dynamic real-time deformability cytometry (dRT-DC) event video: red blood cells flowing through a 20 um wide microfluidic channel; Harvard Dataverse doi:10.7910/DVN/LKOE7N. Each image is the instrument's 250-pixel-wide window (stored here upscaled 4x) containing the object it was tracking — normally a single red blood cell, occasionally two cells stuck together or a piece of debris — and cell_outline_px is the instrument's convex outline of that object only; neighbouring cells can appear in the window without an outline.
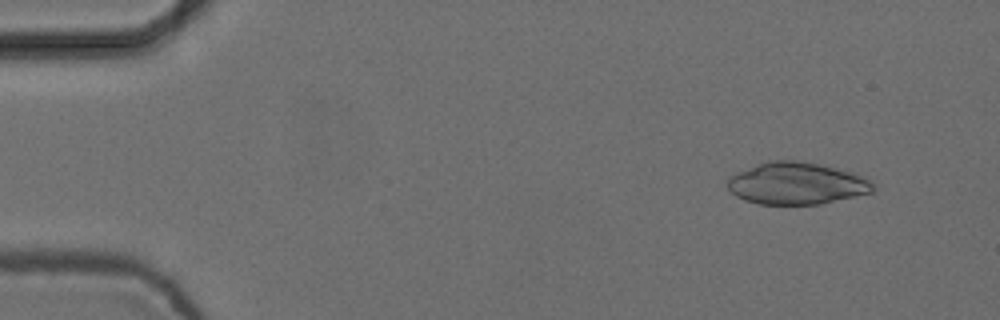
{"species": "common noctule bat (a hibernating species)", "species_latin": "Nyctalus noctula", "temperature_condition": "cold", "stored_images_in_passage": 5, "camera_frame_rate_fps": 3000, "um_per_image_px": 0.085, "animal": {"sex": "female", "body_mass_g": 24.6, "forearm_length_mm": 56.2}, "frame": {"image": 1, "passage_image": 2, "time_ms": 0.333, "image_size_px": [1000, 320], "cell_outline_px": [[872, 192], [820, 204], [760, 204], [744, 200], [736, 196], [728, 188], [728, 176], [736, 172], [768, 160], [796, 160], [820, 164], [848, 172], [860, 176], [868, 180], [872, 184]], "centroid_in_image_um": [67.63, 15.59], "position_along_channel_um": 17.4, "area_um2": 35.2}}